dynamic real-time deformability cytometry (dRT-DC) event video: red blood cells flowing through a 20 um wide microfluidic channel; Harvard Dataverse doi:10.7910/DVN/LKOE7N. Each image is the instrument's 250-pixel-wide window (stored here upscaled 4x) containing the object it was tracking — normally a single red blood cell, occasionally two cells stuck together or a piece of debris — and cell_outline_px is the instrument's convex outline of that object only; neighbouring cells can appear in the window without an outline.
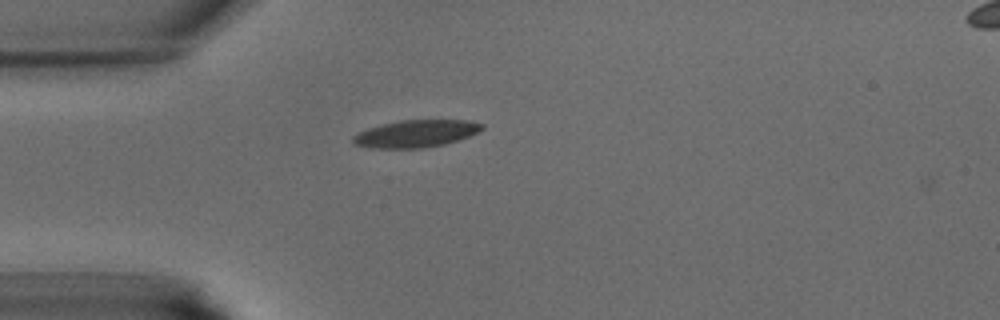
{"species": "common noctule bat (a hibernating species)", "species_latin": "Nyctalus noctula", "temperature_condition": "warm", "stored_images_in_passage": 2, "camera_frame_rate_fps": 3000, "um_per_image_px": 0.085, "animal": {"sex": "male", "body_mass_g": 15.6}, "frame": {"image": 1, "passage_image": 1, "time_ms": 0.0, "image_size_px": [1000, 320], "cell_outline_px": [[484, 128], [468, 136], [444, 144], [424, 148], [372, 148], [352, 144], [352, 136], [368, 128], [380, 124], [400, 120], [472, 120], [484, 124]], "centroid_in_image_um": [35.33, 11.35], "position_along_channel_um": 49.7, "area_um2": 20.52}}